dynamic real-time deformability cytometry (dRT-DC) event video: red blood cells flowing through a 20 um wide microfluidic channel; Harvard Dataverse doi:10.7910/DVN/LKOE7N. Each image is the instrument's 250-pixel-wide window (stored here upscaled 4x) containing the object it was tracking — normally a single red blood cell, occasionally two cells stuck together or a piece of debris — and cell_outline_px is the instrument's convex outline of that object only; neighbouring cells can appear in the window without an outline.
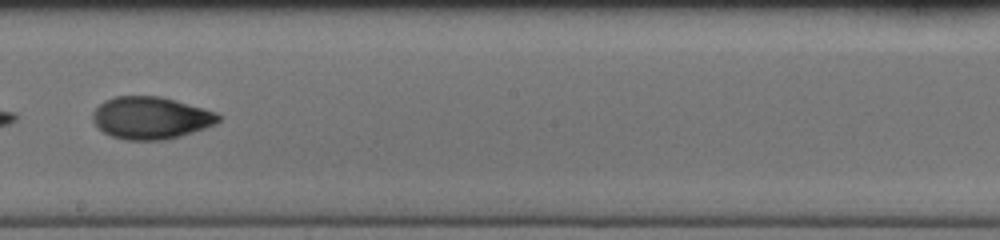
{"species": "human", "species_latin": "Homo sapiens", "temperature_condition": "cold", "stored_images_in_passage": 51, "segment_of_instrument_passage": [2, 2], "camera_frame_rate_fps": 3000, "um_per_image_px": 0.085, "donor": {"sex": "female"}, "frame": {"image": 1, "passage_image": 30, "time_ms": 9.667, "image_size_px": [1000, 240], "cell_outline_px": [[220, 120], [216, 124], [180, 136], [164, 140], [128, 140], [112, 136], [104, 132], [92, 120], [92, 112], [104, 100], [116, 96], [160, 96], [204, 108], [216, 112], [220, 116]], "centroid_in_image_um": [12.82, 10.01], "position_along_channel_um": 235.4, "area_um2": 30.87}}
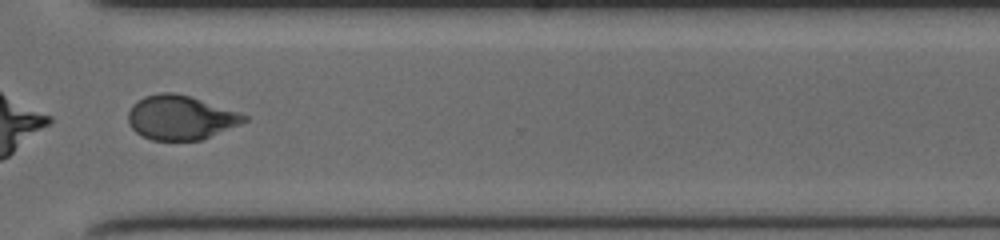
{"frame": {"image": 2, "passage_image": 39, "time_ms": 12.667, "image_size_px": [1000, 240], "cell_outline_px": [[248, 120], [240, 124], [200, 140], [152, 140], [136, 132], [132, 128], [128, 120], [128, 112], [132, 104], [136, 100], [144, 96], [160, 92], [176, 92], [192, 96], [240, 112], [248, 116]], "centroid_in_image_um": [15.34, 9.96], "position_along_channel_um": 355.3, "area_um2": 30.06}}